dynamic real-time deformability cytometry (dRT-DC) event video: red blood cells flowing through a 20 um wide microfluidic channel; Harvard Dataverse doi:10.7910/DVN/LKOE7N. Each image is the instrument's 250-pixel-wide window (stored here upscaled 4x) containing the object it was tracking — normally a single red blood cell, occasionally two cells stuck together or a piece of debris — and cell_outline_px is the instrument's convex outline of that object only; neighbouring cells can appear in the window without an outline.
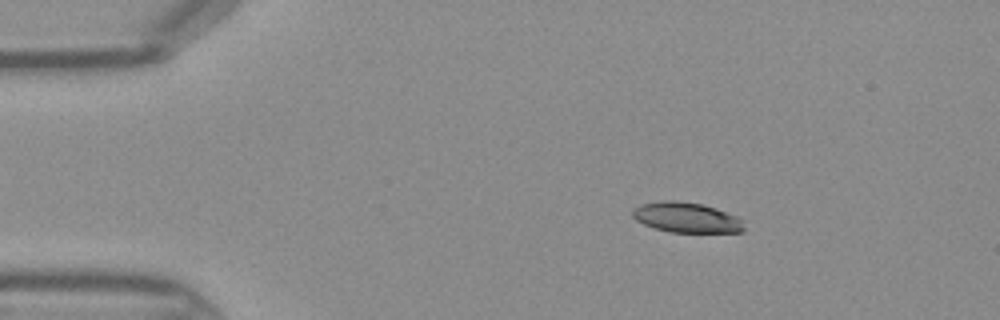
{"species": "Egyptian fruit bat (a non-hibernating species)", "species_latin": "Rousettus aegyptiacus", "temperature_condition": "warm", "stored_images_in_passage": 44, "camera_frame_rate_fps": 3000, "um_per_image_px": 0.085, "frame": {"image": 1, "passage_image": 7, "time_ms": 2.0, "image_size_px": [1000, 320], "cell_outline_px": [[744, 232], [672, 232], [656, 228], [644, 224], [636, 220], [632, 216], [632, 208], [640, 204], [660, 200], [676, 200], [704, 204], [716, 208], [736, 216], [744, 220]], "centroid_in_image_um": [58.35, 18.47], "position_along_channel_um": 26.7, "area_um2": 19.83}}
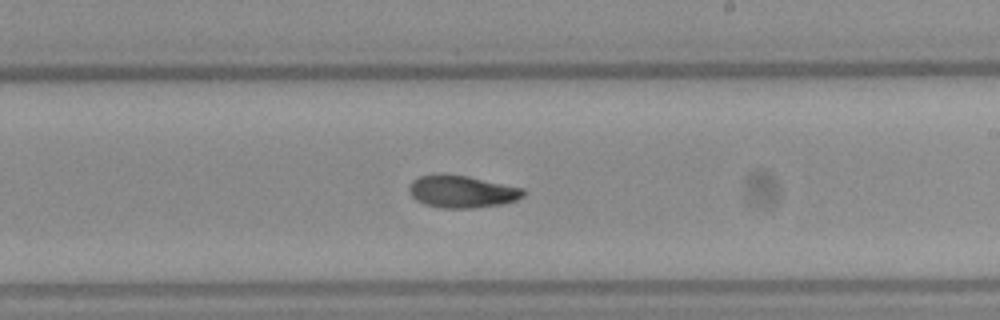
{"frame": {"image": 2, "passage_image": 26, "time_ms": 8.333, "image_size_px": [1000, 320], "cell_outline_px": [[524, 196], [516, 200], [500, 204], [472, 208], [444, 208], [424, 204], [416, 200], [408, 192], [408, 184], [412, 180], [420, 176], [440, 172], [468, 176], [524, 188]], "centroid_in_image_um": [39.21, 16.26], "position_along_channel_um": 249.8, "area_um2": 21.79}}
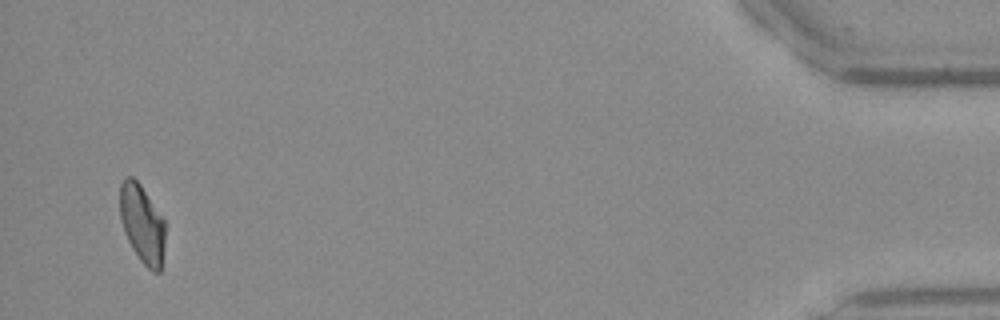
{"frame": {"image": 3, "passage_image": 43, "time_ms": 14.0, "image_size_px": [1000, 320], "cell_outline_px": [[164, 244], [160, 272], [152, 272], [140, 260], [132, 248], [124, 232], [120, 220], [120, 184], [128, 176], [132, 176], [140, 184], [164, 220]], "centroid_in_image_um": [12.06, 19.04], "position_along_channel_um": 423.1, "area_um2": 20.4}}